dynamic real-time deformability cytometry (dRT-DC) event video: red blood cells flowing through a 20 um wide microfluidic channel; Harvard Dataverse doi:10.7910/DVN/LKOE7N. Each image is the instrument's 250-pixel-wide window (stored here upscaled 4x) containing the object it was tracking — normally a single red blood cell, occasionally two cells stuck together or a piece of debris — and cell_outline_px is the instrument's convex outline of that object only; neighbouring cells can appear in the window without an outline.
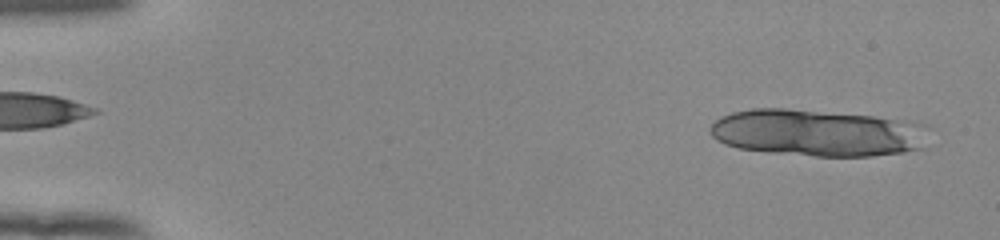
{"species": "human", "species_latin": "Homo sapiens", "temperature_condition": "room temperature", "stored_images_in_passage": 15, "camera_frame_rate_fps": 3000, "um_per_image_px": 0.085, "donor": {"sex": "female"}, "frame": {"image": 1, "passage_image": 2, "time_ms": 0.333, "image_size_px": [1000, 240], "cell_outline_px": [[928, 128], [924, 148], [900, 152], [872, 156], [816, 156], [768, 152], [740, 148], [724, 144], [716, 140], [712, 136], [708, 128], [720, 116], [732, 112], [752, 108], [784, 108], [872, 116], [928, 124]], "centroid_in_image_um": [69.46, 11.29], "position_along_channel_um": 15.5, "area_um2": 59.82}}